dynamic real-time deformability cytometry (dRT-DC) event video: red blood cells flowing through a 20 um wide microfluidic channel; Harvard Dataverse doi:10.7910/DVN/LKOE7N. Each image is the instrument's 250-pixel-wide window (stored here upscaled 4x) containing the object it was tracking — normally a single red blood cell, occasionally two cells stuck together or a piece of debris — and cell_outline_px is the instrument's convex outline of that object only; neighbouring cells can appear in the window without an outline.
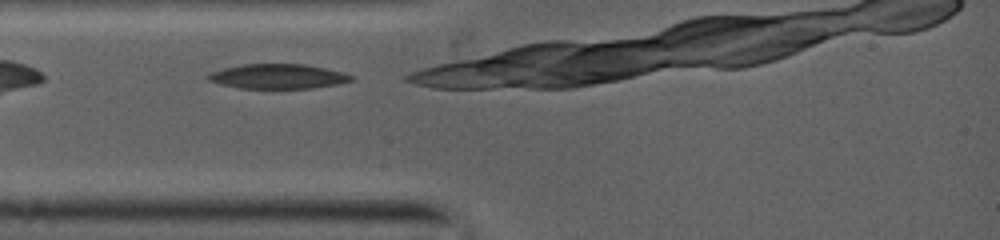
{"species": "common noctule bat (a hibernating species)", "species_latin": "Nyctalus noctula", "temperature_condition": "warm", "stored_images_in_passage": 6, "camera_frame_rate_fps": 5000, "um_per_image_px": 0.085, "animal": {"sex": "female", "body_mass_g": 19.0, "forearm_length_mm": 53.3}, "frame": {"image": 1, "passage_image": 1, "time_ms": 0.0, "image_size_px": [1000, 240], "cell_outline_px": [[352, 80], [336, 84], [308, 88], [240, 88], [208, 80], [208, 76], [212, 72], [224, 68], [244, 64], [304, 64], [324, 68], [340, 72], [352, 76]], "centroid_in_image_um": [23.61, 6.48], "position_along_channel_um": 61.4, "area_um2": 20.0}}